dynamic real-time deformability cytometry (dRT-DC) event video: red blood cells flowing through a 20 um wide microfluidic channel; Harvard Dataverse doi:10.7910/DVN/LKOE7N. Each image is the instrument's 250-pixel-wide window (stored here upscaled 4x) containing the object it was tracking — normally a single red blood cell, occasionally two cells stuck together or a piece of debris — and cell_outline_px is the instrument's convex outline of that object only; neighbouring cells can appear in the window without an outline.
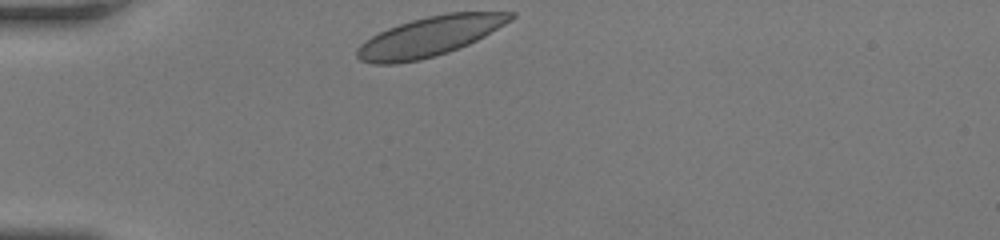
{"species": "human", "species_latin": "Homo sapiens", "temperature_condition": "room temperature", "stored_images_in_passage": 28, "camera_frame_rate_fps": 3000, "um_per_image_px": 0.085, "donor": {"sex": "female"}, "frame": {"image": 1, "passage_image": 1, "time_ms": 0.0, "image_size_px": [1000, 240], "cell_outline_px": [[516, 16], [512, 20], [484, 36], [468, 44], [448, 52], [420, 60], [396, 64], [372, 64], [360, 60], [356, 56], [356, 48], [364, 40], [388, 28], [412, 20], [428, 16], [448, 12], [516, 12]], "centroid_in_image_um": [36.51, 3.1], "position_along_channel_um": 48.5, "area_um2": 35.37}}
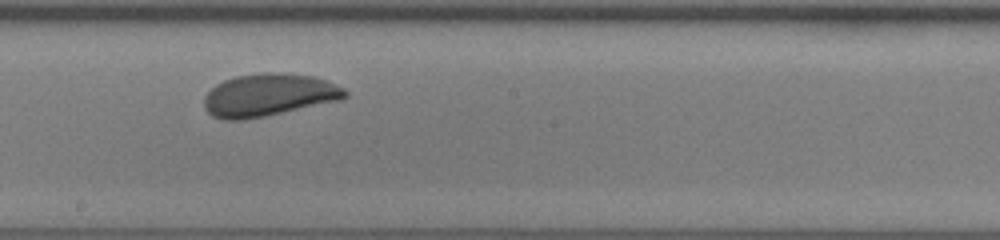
{"frame": {"image": 2, "passage_image": 16, "time_ms": 5.0, "image_size_px": [1000, 240], "cell_outline_px": [[348, 96], [344, 100], [244, 120], [224, 120], [212, 116], [204, 108], [204, 96], [216, 84], [224, 80], [236, 76], [264, 72], [280, 72], [316, 76], [328, 80], [344, 88], [348, 92]], "centroid_in_image_um": [22.89, 8.07], "position_along_channel_um": 225.3, "area_um2": 35.43}}
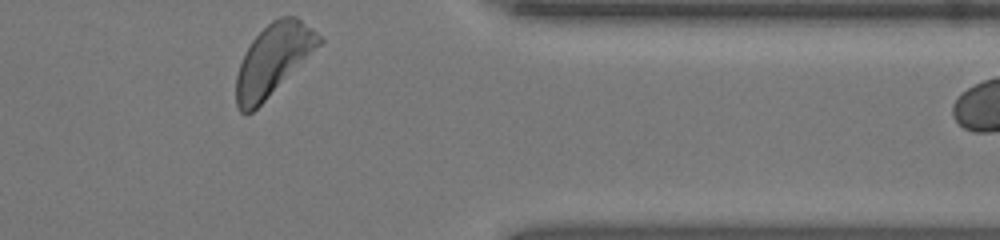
{"frame": {"image": 3, "passage_image": 28, "time_ms": 9.0, "image_size_px": [1000, 240], "cell_outline_px": [[324, 40], [252, 112], [240, 112], [236, 104], [236, 76], [240, 64], [252, 40], [272, 20], [280, 16], [296, 16], [312, 28]], "centroid_in_image_um": [23.2, 5.05], "position_along_channel_um": 388.2, "area_um2": 33.12}, "authors_computed_cell_mechanics": {"area_um2": 34.4488, "velocity_mm_per_s": 4.0819, "shape_relaxation_time_tau1_ms": 7.1167, "shape_relaxation_time_tau2_ms": null, "deformation_change_tau1": 0.1741, "deformation_change_tau2": null}}